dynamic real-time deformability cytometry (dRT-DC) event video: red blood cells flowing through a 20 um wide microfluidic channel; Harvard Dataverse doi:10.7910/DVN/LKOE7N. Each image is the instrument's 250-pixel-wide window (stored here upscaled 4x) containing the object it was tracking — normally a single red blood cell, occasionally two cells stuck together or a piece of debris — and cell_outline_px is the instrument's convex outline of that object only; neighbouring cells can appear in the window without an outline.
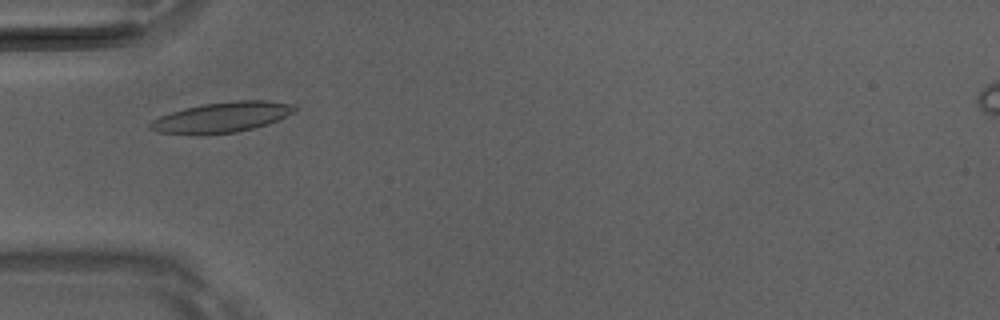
{"species": "Egyptian fruit bat (a non-hibernating species)", "species_latin": "Rousettus aegyptiacus", "temperature_condition": "room temperature", "stored_images_in_passage": 46, "camera_frame_rate_fps": 3000, "um_per_image_px": 0.085, "animal": {"sex": "male"}, "frame": {"image": 1, "passage_image": 12, "time_ms": 3.667, "image_size_px": [1000, 320], "cell_outline_px": [[296, 108], [292, 112], [268, 124], [236, 132], [204, 136], [192, 136], [156, 132], [148, 128], [148, 124], [152, 120], [160, 116], [184, 108], [204, 104], [236, 100], [268, 100], [292, 104]], "centroid_in_image_um": [18.76, 10.0], "position_along_channel_um": 66.2, "area_um2": 25.84}}
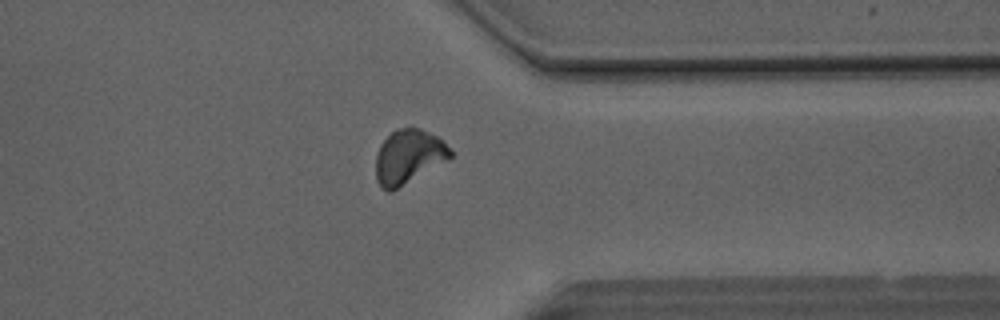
{"frame": {"image": 2, "passage_image": 35, "time_ms": 11.333, "image_size_px": [1000, 320], "cell_outline_px": [[452, 156], [448, 160], [392, 192], [388, 192], [376, 180], [376, 156], [380, 144], [396, 128], [420, 128], [436, 136], [452, 148]], "centroid_in_image_um": [34.74, 13.32], "position_along_channel_um": 376.7, "area_um2": 23.52}}
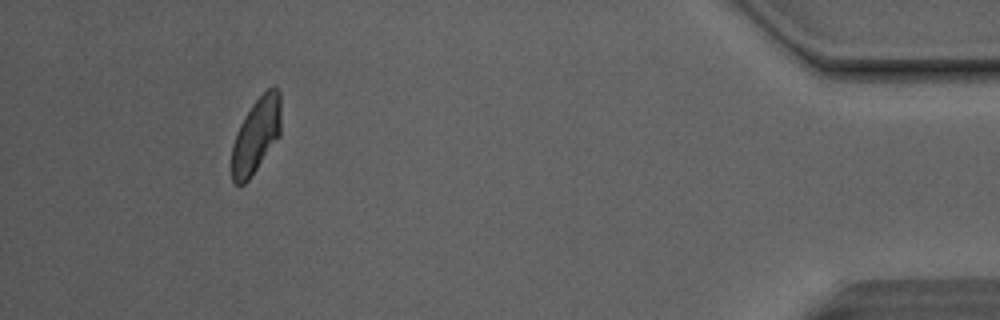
{"frame": {"image": 3, "passage_image": 42, "time_ms": 13.667, "image_size_px": [1000, 320], "cell_outline_px": [[280, 136], [248, 180], [244, 184], [236, 184], [232, 180], [232, 144], [236, 132], [244, 116], [252, 104], [268, 88], [276, 88], [280, 92]], "centroid_in_image_um": [21.76, 11.51], "position_along_channel_um": 413.4, "area_um2": 21.39}, "authors_computed_cell_mechanics": {"area_um2": 22.9466, "velocity_mm_per_s": 4.1188, "shape_relaxation_time_tau1_ms": 3.7351, "shape_relaxation_time_tau2_ms": 2.7064, "deformation_change_tau1": 0.1328, "deformation_change_tau2": 0.0606}}